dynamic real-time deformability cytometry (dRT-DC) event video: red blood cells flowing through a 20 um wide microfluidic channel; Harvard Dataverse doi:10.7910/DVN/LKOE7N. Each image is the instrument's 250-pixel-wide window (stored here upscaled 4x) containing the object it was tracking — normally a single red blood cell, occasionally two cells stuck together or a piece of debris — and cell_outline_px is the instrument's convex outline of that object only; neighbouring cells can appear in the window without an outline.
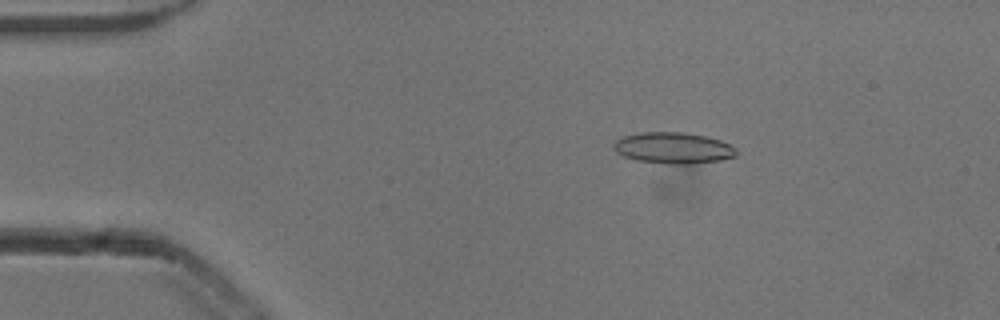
{"species": "common noctule bat (a hibernating species)", "species_latin": "Nyctalus noctula", "temperature_condition": "cold", "stored_images_in_passage": 53, "camera_frame_rate_fps": 3000, "um_per_image_px": 0.085, "animal": {"sex": "male", "body_mass_g": 13.3}, "frame": {"image": 1, "passage_image": 9, "time_ms": 2.667, "image_size_px": [1000, 320], "cell_outline_px": [[736, 156], [720, 160], [692, 164], [668, 164], [636, 160], [624, 156], [616, 152], [612, 144], [616, 140], [624, 136], [640, 132], [684, 132], [708, 136], [720, 140], [736, 148]], "centroid_in_image_um": [57.22, 12.57], "position_along_channel_um": 27.8, "area_um2": 22.43}}
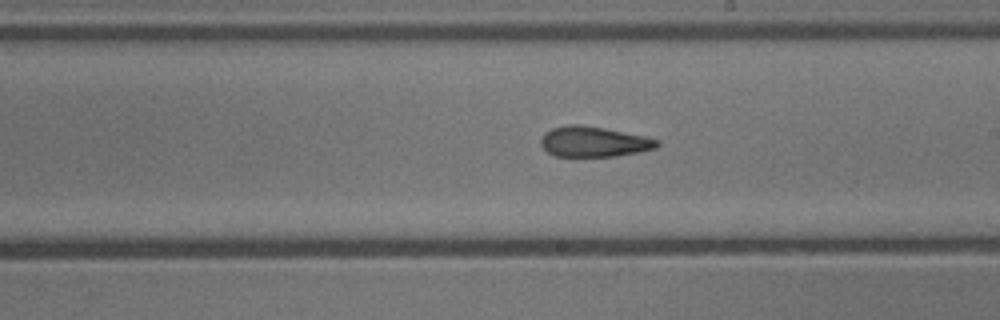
{"frame": {"image": 2, "passage_image": 30, "time_ms": 9.667, "image_size_px": [1000, 320], "cell_outline_px": [[660, 144], [656, 148], [616, 156], [556, 156], [548, 152], [540, 144], [540, 140], [544, 132], [552, 128], [568, 124], [580, 124], [604, 128], [644, 136], [660, 140]], "centroid_in_image_um": [50.45, 12.03], "position_along_channel_um": 238.5, "area_um2": 20.52}}
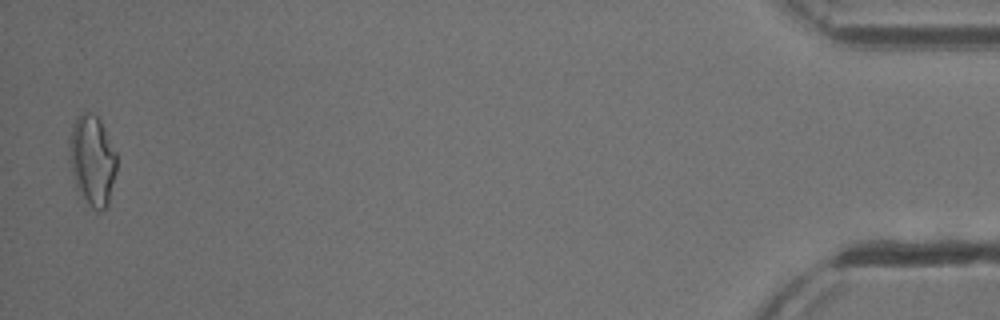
{"frame": {"image": 3, "passage_image": 52, "time_ms": 17.0, "image_size_px": [1000, 320], "cell_outline_px": [[116, 172], [108, 204], [100, 212], [96, 212], [92, 208], [76, 188], [68, 160], [68, 136], [72, 124], [76, 116], [80, 112], [92, 112], [100, 120], [116, 152]], "centroid_in_image_um": [7.8, 13.6], "position_along_channel_um": 427.4, "area_um2": 25.37}, "authors_computed_cell_mechanics": {"area_um2": 21.386, "velocity_mm_per_s": 3.8684, "shape_relaxation_time_tau1_ms": null, "shape_relaxation_time_tau2_ms": 3.3094, "deformation_change_tau1": null, "deformation_change_tau2": 0.117}}